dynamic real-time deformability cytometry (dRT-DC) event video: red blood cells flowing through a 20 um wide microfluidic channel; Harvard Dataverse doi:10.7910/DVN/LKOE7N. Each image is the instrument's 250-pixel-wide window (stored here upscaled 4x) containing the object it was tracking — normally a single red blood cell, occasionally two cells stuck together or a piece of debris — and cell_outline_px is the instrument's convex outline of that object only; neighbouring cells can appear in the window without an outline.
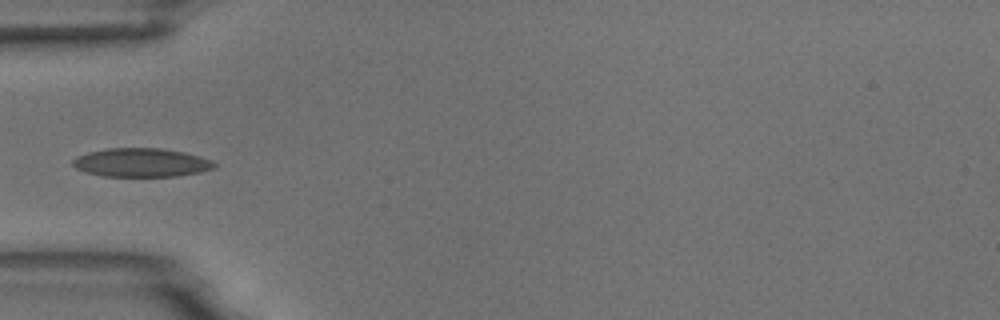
{"species": "common noctule bat (a hibernating species)", "species_latin": "Nyctalus noctula", "temperature_condition": "room temperature", "stored_images_in_passage": 5, "camera_frame_rate_fps": 3000, "um_per_image_px": 0.085, "animal": {"sex": "male", "body_mass_g": 18.8}, "frame": {"image": 1, "passage_image": 5, "time_ms": 4.667, "image_size_px": [1000, 320], "cell_outline_px": [[216, 168], [200, 172], [176, 176], [104, 176], [84, 172], [76, 168], [72, 164], [72, 160], [76, 156], [88, 152], [108, 148], [164, 148], [184, 152], [200, 156], [212, 160], [216, 164]], "centroid_in_image_um": [12.02, 13.81], "position_along_channel_um": 73.0, "area_um2": 23.81}}